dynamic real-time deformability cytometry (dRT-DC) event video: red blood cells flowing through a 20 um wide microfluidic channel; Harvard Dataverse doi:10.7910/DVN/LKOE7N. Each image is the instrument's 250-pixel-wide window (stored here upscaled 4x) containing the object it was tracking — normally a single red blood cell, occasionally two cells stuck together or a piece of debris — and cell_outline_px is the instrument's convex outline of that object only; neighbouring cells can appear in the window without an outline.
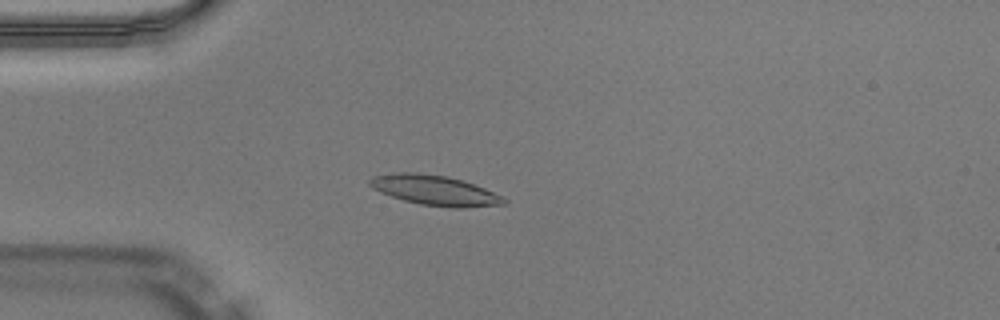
{"species": "Egyptian fruit bat (a non-hibernating species)", "species_latin": "Rousettus aegyptiacus", "temperature_condition": "warm", "stored_images_in_passage": 50, "camera_frame_rate_fps": 3000, "um_per_image_px": 0.085, "animal": {"sex": "male"}, "frame": {"image": 1, "passage_image": 13, "time_ms": 4.0, "image_size_px": [1000, 320], "cell_outline_px": [[508, 204], [464, 208], [452, 208], [420, 204], [404, 200], [380, 192], [372, 188], [368, 184], [368, 180], [372, 176], [392, 172], [416, 172], [448, 176], [484, 188], [508, 200]], "centroid_in_image_um": [36.92, 16.17], "position_along_channel_um": 48.1, "area_um2": 23.52}}
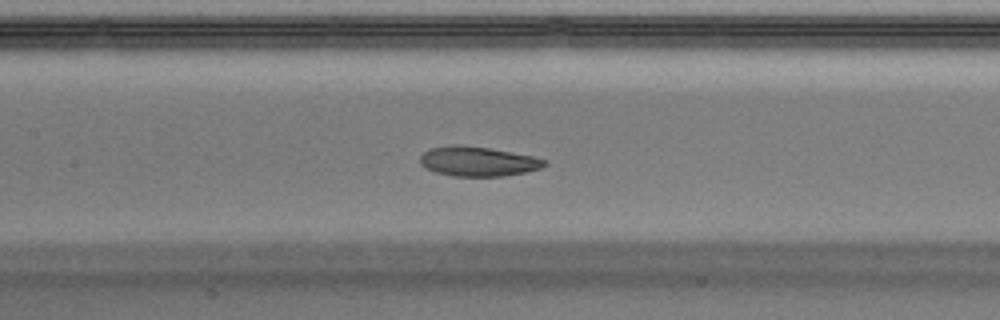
{"frame": {"image": 2, "passage_image": 23, "time_ms": 7.333, "image_size_px": [1000, 320], "cell_outline_px": [[548, 164], [540, 168], [524, 172], [504, 176], [452, 176], [436, 172], [424, 168], [420, 164], [420, 156], [428, 148], [452, 144], [456, 144], [488, 148], [532, 156], [548, 160]], "centroid_in_image_um": [40.58, 13.71], "position_along_channel_um": 166.8, "area_um2": 21.56}}
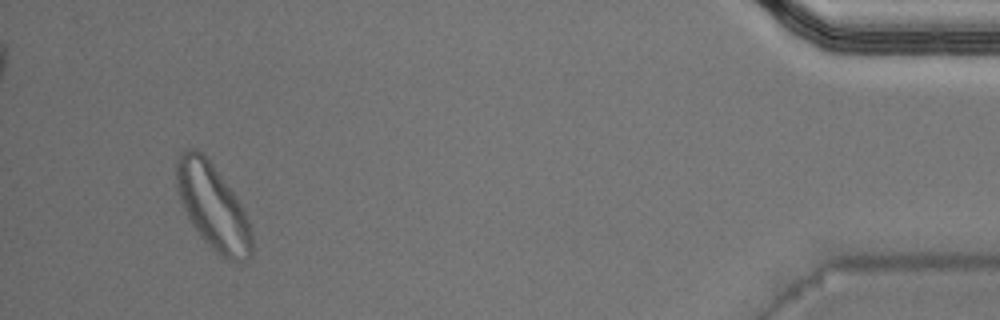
{"frame": {"image": 3, "passage_image": 47, "time_ms": 15.333, "image_size_px": [1000, 320], "cell_outline_px": [[252, 256], [244, 264], [236, 264], [220, 256], [200, 236], [192, 224], [176, 192], [176, 156], [180, 152], [188, 148], [196, 148], [204, 152], [232, 192], [240, 204], [248, 220], [252, 232]], "centroid_in_image_um": [18.08, 17.58], "position_along_channel_um": 417.1, "area_um2": 37.86}, "authors_computed_cell_mechanics": {"area_um2": 22.2819, "velocity_mm_per_s": 3.9916, "shape_relaxation_time_tau1_ms": 3.9677, "shape_relaxation_time_tau2_ms": 5.4545, "deformation_change_tau1": 0.1318, "deformation_change_tau2": 0.1326}}